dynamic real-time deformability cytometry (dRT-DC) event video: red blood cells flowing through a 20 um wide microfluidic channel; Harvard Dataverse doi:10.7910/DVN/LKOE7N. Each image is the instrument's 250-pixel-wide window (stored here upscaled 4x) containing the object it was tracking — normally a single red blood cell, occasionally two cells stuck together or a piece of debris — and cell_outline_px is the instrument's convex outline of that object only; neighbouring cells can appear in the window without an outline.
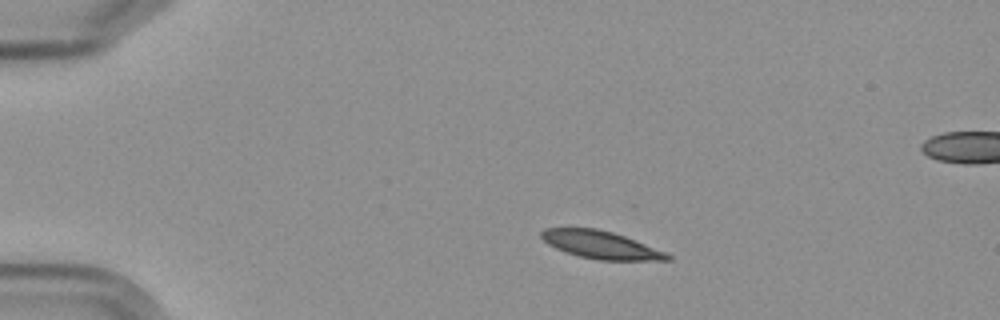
{"species": "Egyptian fruit bat (a non-hibernating species)", "species_latin": "Rousettus aegyptiacus", "temperature_condition": "cold", "stored_images_in_passage": 4, "camera_frame_rate_fps": 3000, "um_per_image_px": 0.085, "frame": {"image": 1, "passage_image": 2, "time_ms": 1.0, "image_size_px": [1000, 320], "cell_outline_px": [[672, 260], [600, 260], [580, 256], [556, 248], [548, 244], [540, 236], [540, 232], [544, 228], [596, 228], [612, 232], [624, 236], [664, 252], [672, 256]], "centroid_in_image_um": [51.04, 20.8], "position_along_channel_um": 34.0, "area_um2": 19.94}}